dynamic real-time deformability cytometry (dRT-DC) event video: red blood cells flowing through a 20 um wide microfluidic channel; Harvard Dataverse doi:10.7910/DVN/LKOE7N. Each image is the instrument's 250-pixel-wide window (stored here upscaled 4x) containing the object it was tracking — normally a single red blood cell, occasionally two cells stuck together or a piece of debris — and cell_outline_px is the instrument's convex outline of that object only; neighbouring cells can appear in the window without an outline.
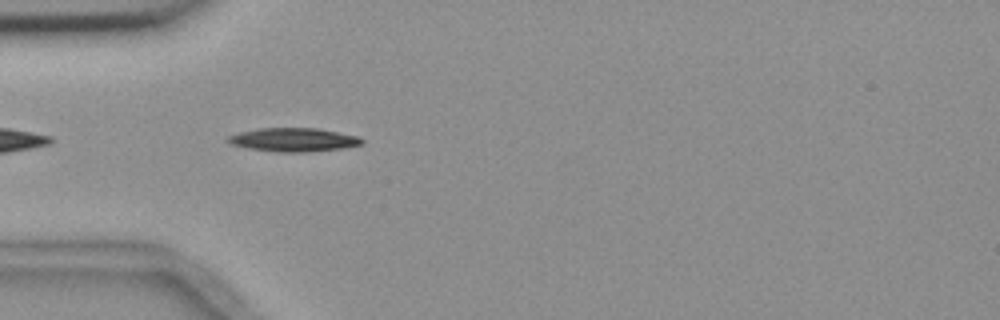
{"species": "common noctule bat (a hibernating species)", "species_latin": "Nyctalus noctula", "temperature_condition": "room temperature", "stored_images_in_passage": 8, "camera_frame_rate_fps": 3000, "um_per_image_px": 0.085, "animal": {"sex": "female", "body_mass_g": 18.4}, "frame": {"image": 1, "passage_image": 2, "time_ms": 0.333, "image_size_px": [1000, 320], "cell_outline_px": [[364, 144], [340, 148], [304, 152], [280, 152], [248, 148], [232, 144], [224, 140], [228, 136], [240, 132], [260, 128], [316, 128], [360, 136], [364, 140]], "centroid_in_image_um": [24.96, 11.87], "position_along_channel_um": 60.0, "area_um2": 18.32}}